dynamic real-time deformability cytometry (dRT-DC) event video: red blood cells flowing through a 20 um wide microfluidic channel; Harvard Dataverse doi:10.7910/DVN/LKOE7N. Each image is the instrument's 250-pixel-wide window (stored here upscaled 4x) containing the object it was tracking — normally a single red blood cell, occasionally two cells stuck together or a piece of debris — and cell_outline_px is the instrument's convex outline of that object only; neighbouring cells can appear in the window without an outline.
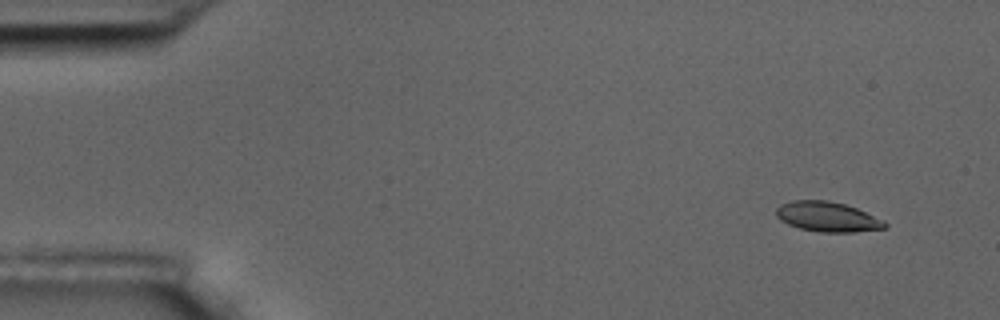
{"species": "common noctule bat (a hibernating species)", "species_latin": "Nyctalus noctula", "temperature_condition": "room temperature", "stored_images_in_passage": 3, "camera_frame_rate_fps": 3000, "um_per_image_px": 0.085, "animal": {"sex": "male", "body_mass_g": 17.5, "forearm_length_mm": 52.3}, "frame": {"image": 1, "passage_image": 2, "time_ms": 1.333, "image_size_px": [1000, 320], "cell_outline_px": [[888, 224], [884, 228], [856, 232], [820, 232], [800, 228], [788, 224], [780, 220], [776, 216], [776, 208], [780, 204], [792, 200], [828, 200], [844, 204], [856, 208], [884, 220]], "centroid_in_image_um": [70.31, 18.42], "position_along_channel_um": 14.7, "area_um2": 18.96}}